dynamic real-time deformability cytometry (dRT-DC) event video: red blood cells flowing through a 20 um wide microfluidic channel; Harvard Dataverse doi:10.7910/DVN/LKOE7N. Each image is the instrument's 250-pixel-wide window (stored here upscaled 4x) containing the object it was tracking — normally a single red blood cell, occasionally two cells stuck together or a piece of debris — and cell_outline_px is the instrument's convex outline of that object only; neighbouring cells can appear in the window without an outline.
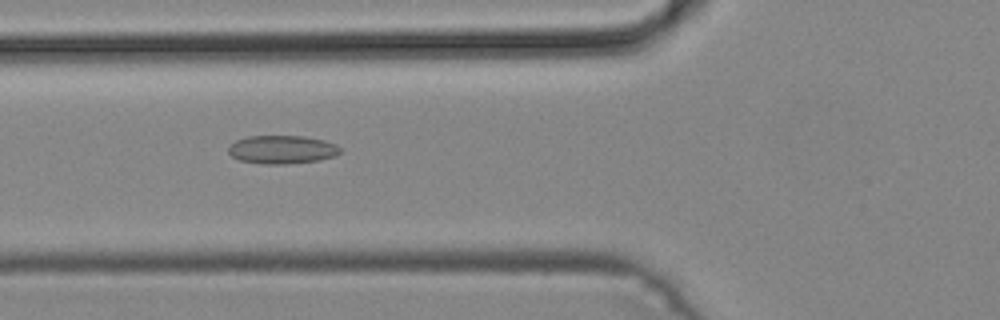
{"species": "common noctule bat (a hibernating species)", "species_latin": "Nyctalus noctula", "temperature_condition": "cold", "stored_images_in_passage": 33, "camera_frame_rate_fps": 3000, "um_per_image_px": 0.085, "animal": {"sex": "male", "body_mass_g": 19.2, "forearm_length_mm": 51.8}, "frame": {"image": 1, "passage_image": 4, "time_ms": 1.0, "image_size_px": [1000, 320], "cell_outline_px": [[340, 152], [336, 156], [320, 160], [284, 164], [264, 164], [240, 160], [232, 156], [228, 152], [228, 148], [236, 140], [248, 136], [304, 136], [324, 140], [336, 144], [340, 148]], "centroid_in_image_um": [23.99, 12.71], "position_along_channel_um": 101.8, "area_um2": 18.44}}
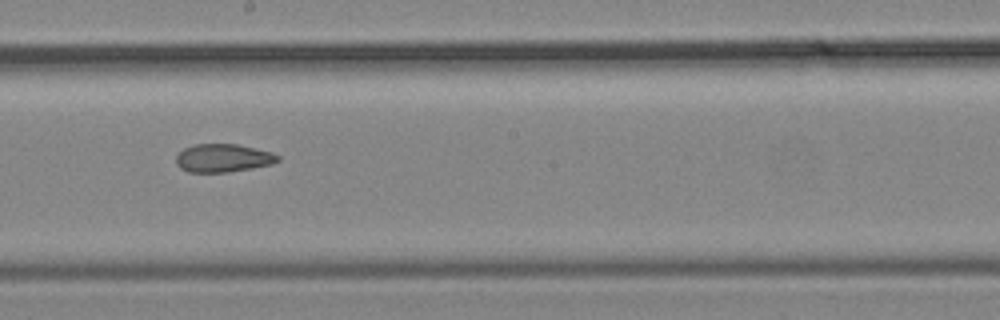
{"frame": {"image": 2, "passage_image": 13, "time_ms": 4.0, "image_size_px": [1000, 320], "cell_outline_px": [[280, 160], [272, 164], [252, 168], [228, 172], [188, 172], [180, 168], [176, 164], [176, 156], [184, 148], [192, 144], [236, 144], [272, 152], [280, 156]], "centroid_in_image_um": [18.95, 13.43], "position_along_channel_um": 229.2, "area_um2": 16.76}}
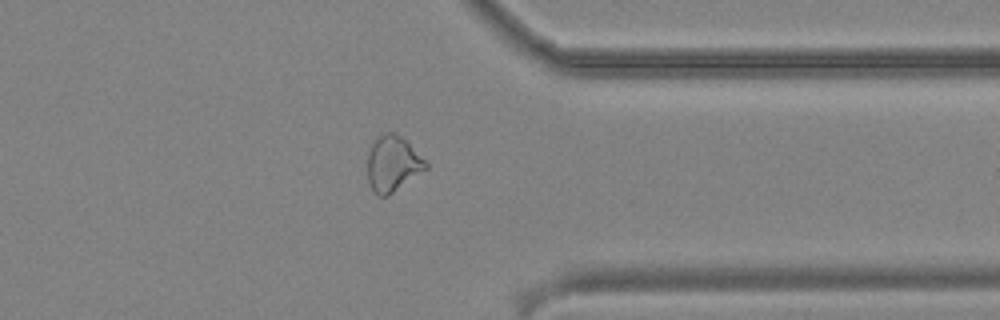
{"frame": {"image": 3, "passage_image": 24, "time_ms": 7.667, "image_size_px": [1000, 320], "cell_outline_px": [[428, 168], [388, 196], [376, 196], [368, 180], [368, 152], [376, 136], [388, 132], [392, 132], [400, 136], [428, 164]], "centroid_in_image_um": [33.35, 13.94], "position_along_channel_um": 378.0, "area_um2": 18.61}}